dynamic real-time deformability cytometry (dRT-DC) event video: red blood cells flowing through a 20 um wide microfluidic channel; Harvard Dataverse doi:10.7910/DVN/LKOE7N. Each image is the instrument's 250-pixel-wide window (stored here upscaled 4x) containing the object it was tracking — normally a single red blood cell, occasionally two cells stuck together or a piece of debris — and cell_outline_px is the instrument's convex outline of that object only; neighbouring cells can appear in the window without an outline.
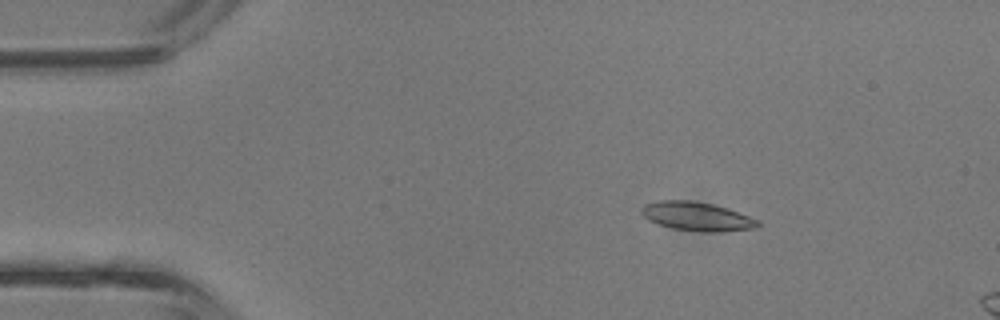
{"species": "common noctule bat (a hibernating species)", "species_latin": "Nyctalus noctula", "temperature_condition": "room temperature", "stored_images_in_passage": 3, "camera_frame_rate_fps": 3000, "um_per_image_px": 0.085, "animal": {"sex": "male", "body_mass_g": 13.3}, "frame": {"image": 1, "passage_image": 2, "time_ms": 0.333, "image_size_px": [1000, 320], "cell_outline_px": [[760, 224], [752, 228], [720, 232], [700, 232], [672, 228], [648, 220], [640, 212], [640, 208], [644, 204], [660, 200], [688, 200], [712, 204], [760, 220]], "centroid_in_image_um": [59.18, 18.4], "position_along_channel_um": 25.8, "area_um2": 19.31}}